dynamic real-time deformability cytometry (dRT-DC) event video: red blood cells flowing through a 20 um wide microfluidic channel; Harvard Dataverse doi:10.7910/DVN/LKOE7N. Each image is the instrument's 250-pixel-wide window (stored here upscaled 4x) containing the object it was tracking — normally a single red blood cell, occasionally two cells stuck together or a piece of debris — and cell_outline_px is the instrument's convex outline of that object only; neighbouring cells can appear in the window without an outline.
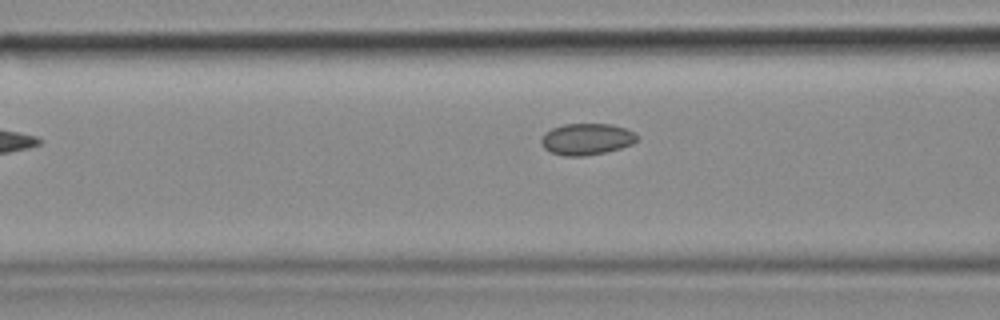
{"species": "common noctule bat (a hibernating species)", "species_latin": "Nyctalus noctula", "temperature_condition": "cold", "stored_images_in_passage": 37, "camera_frame_rate_fps": 3000, "um_per_image_px": 0.085, "animal": {"sex": "female", "body_mass_g": 18.4}, "frame": {"image": 1, "passage_image": 6, "time_ms": 1.667, "image_size_px": [1000, 320], "cell_outline_px": [[640, 136], [632, 144], [620, 148], [604, 152], [584, 156], [564, 156], [552, 152], [544, 148], [540, 140], [544, 132], [552, 128], [564, 124], [612, 124], [624, 128]], "centroid_in_image_um": [49.84, 11.82], "position_along_channel_um": 116.8, "area_um2": 17.51}}